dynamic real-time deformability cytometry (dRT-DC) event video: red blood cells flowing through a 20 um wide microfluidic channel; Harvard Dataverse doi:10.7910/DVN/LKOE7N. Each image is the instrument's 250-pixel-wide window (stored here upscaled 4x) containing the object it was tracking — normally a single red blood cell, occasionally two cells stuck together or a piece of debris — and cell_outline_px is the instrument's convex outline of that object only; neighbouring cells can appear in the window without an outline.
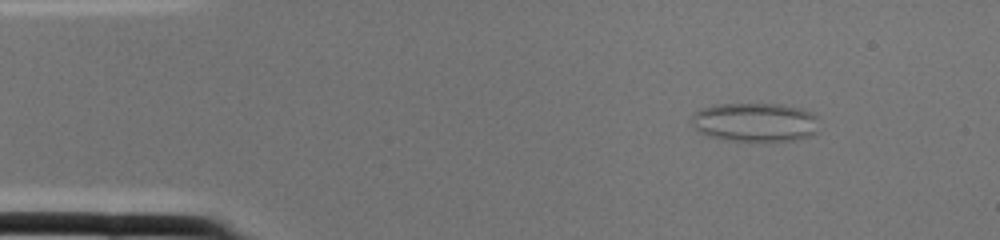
{"species": "common noctule bat (a hibernating species)", "species_latin": "Nyctalus noctula", "temperature_condition": "cold", "stored_images_in_passage": 1, "camera_frame_rate_fps": 3000, "um_per_image_px": 0.085, "animal": {"sex": "female", "body_mass_g": 22.0, "forearm_length_mm": 56.7}, "frame": {"image": 1, "passage_image": 1, "time_ms": 0.0, "image_size_px": [1000, 240], "cell_outline_px": [[820, 132], [812, 136], [796, 140], [724, 140], [708, 136], [700, 132], [692, 124], [692, 116], [700, 108], [716, 104], [780, 104], [800, 108], [816, 116]], "centroid_in_image_um": [64.2, 10.39], "position_along_channel_um": 20.8, "area_um2": 28.96}}